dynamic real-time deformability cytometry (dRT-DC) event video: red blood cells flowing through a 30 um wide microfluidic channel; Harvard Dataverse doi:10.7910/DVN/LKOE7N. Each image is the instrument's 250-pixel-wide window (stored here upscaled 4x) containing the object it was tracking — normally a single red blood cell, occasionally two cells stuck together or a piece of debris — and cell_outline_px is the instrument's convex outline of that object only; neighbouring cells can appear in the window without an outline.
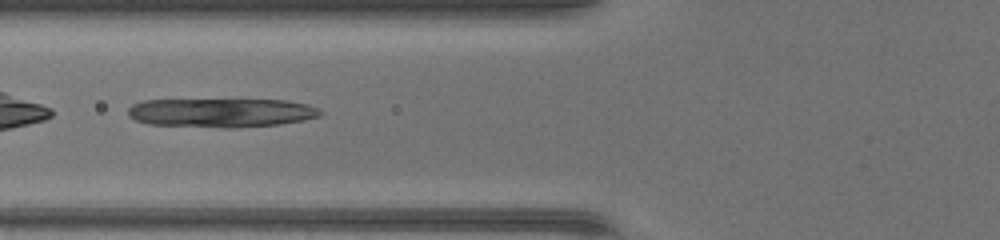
{"species": "common noctule bat (a hibernating species)", "species_latin": "Nyctalus noctula", "temperature_condition": "warm", "stored_images_in_passage": 45, "camera_frame_rate_fps": 3000, "um_per_image_px": 0.085, "animal": {"sex": "female", "body_mass_g": 17.0, "forearm_length_mm": 48.0}, "frame": {"image": 1, "passage_image": 19, "time_ms": 6.0, "image_size_px": [1000, 240], "cell_outline_px": [[324, 112], [320, 116], [304, 120], [280, 124], [236, 128], [224, 128], [148, 124], [136, 120], [128, 116], [128, 108], [132, 104], [144, 100], [288, 100], [308, 104]], "centroid_in_image_um": [18.82, 9.58], "position_along_channel_um": 107.0, "area_um2": 32.66}}
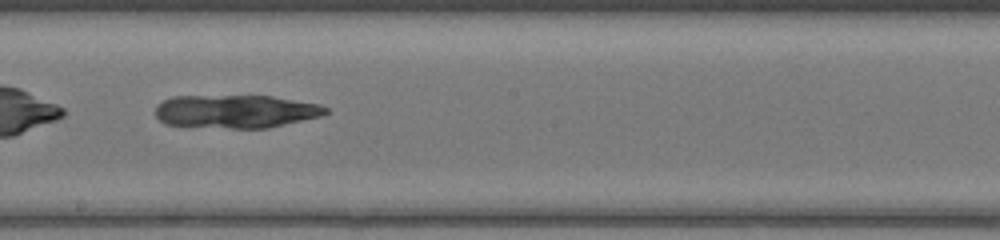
{"frame": {"image": 2, "passage_image": 27, "time_ms": 8.667, "image_size_px": [1000, 240], "cell_outline_px": [[328, 112], [320, 116], [268, 128], [232, 128], [164, 124], [156, 116], [156, 104], [160, 100], [172, 96], [272, 96], [320, 104], [328, 108]], "centroid_in_image_um": [20.01, 9.46], "position_along_channel_um": 228.2, "area_um2": 32.95}}
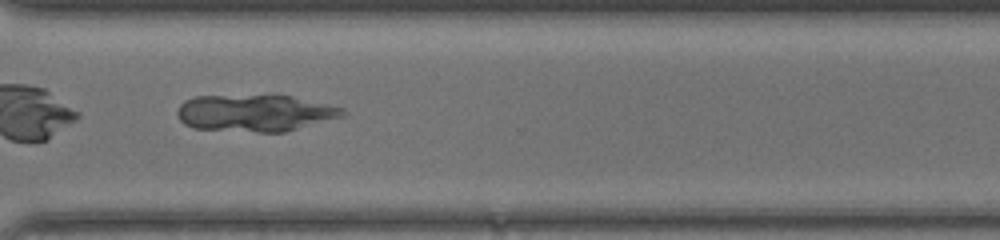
{"frame": {"image": 3, "passage_image": 35, "time_ms": 11.333, "image_size_px": [1000, 240], "cell_outline_px": [[348, 112], [344, 116], [284, 132], [256, 132], [192, 128], [184, 124], [180, 120], [176, 112], [180, 104], [184, 100], [196, 96], [272, 92], [276, 92], [344, 108]], "centroid_in_image_um": [21.67, 9.55], "position_along_channel_um": 348.9, "area_um2": 36.88}}